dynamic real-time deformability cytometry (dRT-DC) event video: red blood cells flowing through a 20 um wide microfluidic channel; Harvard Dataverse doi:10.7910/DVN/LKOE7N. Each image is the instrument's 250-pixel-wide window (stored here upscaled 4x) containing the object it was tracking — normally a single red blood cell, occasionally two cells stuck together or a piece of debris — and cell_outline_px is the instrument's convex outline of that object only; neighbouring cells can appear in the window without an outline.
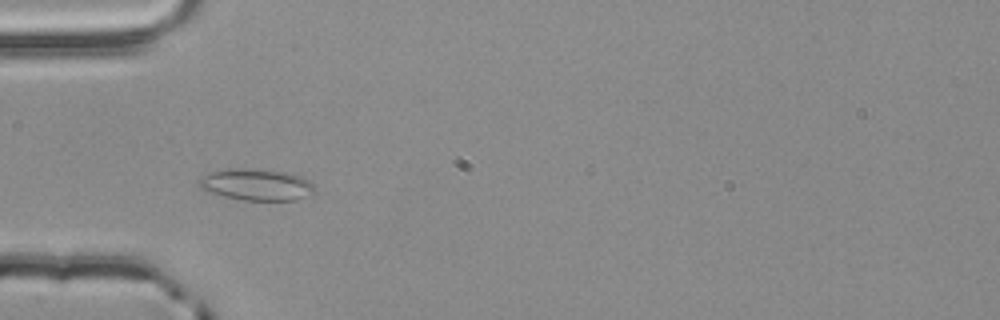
{"species": "common noctule bat (a hibernating species)", "species_latin": "Nyctalus noctula", "temperature_condition": "room temperature", "stored_images_in_passage": 4, "camera_frame_rate_fps": 3000, "um_per_image_px": 0.085, "animal": {"sex": "male", "body_mass_g": 20.4}, "frame": {"image": 1, "passage_image": 3, "time_ms": 0.667, "image_size_px": [1000, 320], "cell_outline_px": [[316, 192], [296, 200], [244, 200], [224, 196], [208, 192], [200, 188], [200, 180], [204, 176], [212, 172], [228, 168], [248, 168], [288, 172], [300, 176], [308, 180], [312, 184]], "centroid_in_image_um": [21.82, 15.69], "position_along_channel_um": 63.2, "area_um2": 21.15}}
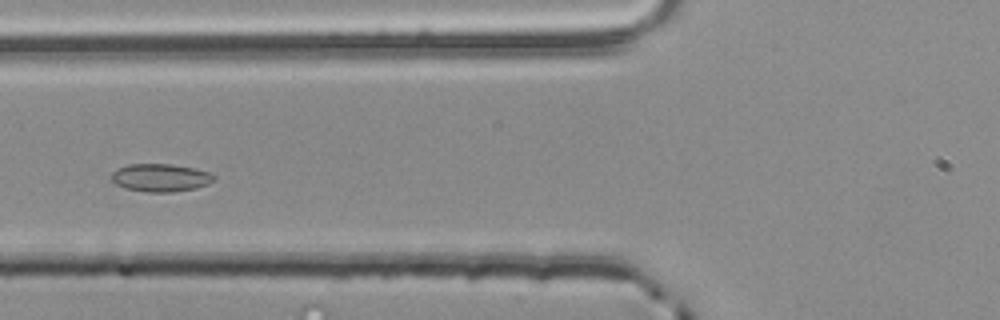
{"frame": {"image": 2, "passage_image": 4, "time_ms": 1.0, "image_size_px": [1000, 320], "cell_outline_px": [[216, 180], [208, 184], [196, 188], [172, 192], [148, 192], [124, 188], [116, 184], [112, 180], [112, 172], [116, 168], [128, 164], [172, 164], [212, 172], [216, 176]], "centroid_in_image_um": [13.67, 15.1], "position_along_channel_um": 112.1, "area_um2": 16.82}}